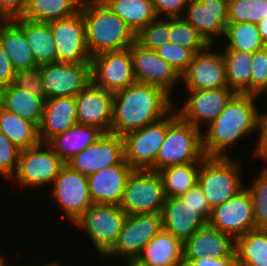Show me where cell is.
Returning a JSON list of instances; mask_svg holds the SVG:
<instances>
[{"instance_id":"7dc6e473","label":"cell","mask_w":267,"mask_h":266,"mask_svg":"<svg viewBox=\"0 0 267 266\" xmlns=\"http://www.w3.org/2000/svg\"><path fill=\"white\" fill-rule=\"evenodd\" d=\"M158 18H182L188 0H152Z\"/></svg>"},{"instance_id":"52a82bcc","label":"cell","mask_w":267,"mask_h":266,"mask_svg":"<svg viewBox=\"0 0 267 266\" xmlns=\"http://www.w3.org/2000/svg\"><path fill=\"white\" fill-rule=\"evenodd\" d=\"M166 200L158 171L135 169L129 176L119 204L127 215L162 212Z\"/></svg>"},{"instance_id":"681fc988","label":"cell","mask_w":267,"mask_h":266,"mask_svg":"<svg viewBox=\"0 0 267 266\" xmlns=\"http://www.w3.org/2000/svg\"><path fill=\"white\" fill-rule=\"evenodd\" d=\"M15 73L10 58L0 46V89L13 83Z\"/></svg>"},{"instance_id":"680465c9","label":"cell","mask_w":267,"mask_h":266,"mask_svg":"<svg viewBox=\"0 0 267 266\" xmlns=\"http://www.w3.org/2000/svg\"><path fill=\"white\" fill-rule=\"evenodd\" d=\"M6 20L4 17L0 14V26L5 22Z\"/></svg>"},{"instance_id":"91938a15","label":"cell","mask_w":267,"mask_h":266,"mask_svg":"<svg viewBox=\"0 0 267 266\" xmlns=\"http://www.w3.org/2000/svg\"><path fill=\"white\" fill-rule=\"evenodd\" d=\"M261 95H263V96H265V95H267V88L259 95V97L261 96ZM267 97V96H266Z\"/></svg>"},{"instance_id":"7a4b0ae2","label":"cell","mask_w":267,"mask_h":266,"mask_svg":"<svg viewBox=\"0 0 267 266\" xmlns=\"http://www.w3.org/2000/svg\"><path fill=\"white\" fill-rule=\"evenodd\" d=\"M173 100L162 88L138 82L114 92L110 133L124 136L163 119L173 110Z\"/></svg>"},{"instance_id":"d4e9b609","label":"cell","mask_w":267,"mask_h":266,"mask_svg":"<svg viewBox=\"0 0 267 266\" xmlns=\"http://www.w3.org/2000/svg\"><path fill=\"white\" fill-rule=\"evenodd\" d=\"M75 124H77L75 97L46 99L43 117L38 127L39 140L47 143L52 137Z\"/></svg>"},{"instance_id":"9a60e30c","label":"cell","mask_w":267,"mask_h":266,"mask_svg":"<svg viewBox=\"0 0 267 266\" xmlns=\"http://www.w3.org/2000/svg\"><path fill=\"white\" fill-rule=\"evenodd\" d=\"M49 24L56 45L57 62L91 63L92 57L86 46L85 21L81 10Z\"/></svg>"},{"instance_id":"e575fe53","label":"cell","mask_w":267,"mask_h":266,"mask_svg":"<svg viewBox=\"0 0 267 266\" xmlns=\"http://www.w3.org/2000/svg\"><path fill=\"white\" fill-rule=\"evenodd\" d=\"M0 132L20 150L30 148L40 142L38 127L34 123L21 118L1 106Z\"/></svg>"},{"instance_id":"d590c367","label":"cell","mask_w":267,"mask_h":266,"mask_svg":"<svg viewBox=\"0 0 267 266\" xmlns=\"http://www.w3.org/2000/svg\"><path fill=\"white\" fill-rule=\"evenodd\" d=\"M201 162L164 167L158 172L163 179L166 198H178L198 184Z\"/></svg>"},{"instance_id":"f5cc1de1","label":"cell","mask_w":267,"mask_h":266,"mask_svg":"<svg viewBox=\"0 0 267 266\" xmlns=\"http://www.w3.org/2000/svg\"><path fill=\"white\" fill-rule=\"evenodd\" d=\"M256 25L263 43L267 46V17L259 21Z\"/></svg>"},{"instance_id":"f35d334b","label":"cell","mask_w":267,"mask_h":266,"mask_svg":"<svg viewBox=\"0 0 267 266\" xmlns=\"http://www.w3.org/2000/svg\"><path fill=\"white\" fill-rule=\"evenodd\" d=\"M228 23L257 24L267 17V0H228Z\"/></svg>"},{"instance_id":"94428289","label":"cell","mask_w":267,"mask_h":266,"mask_svg":"<svg viewBox=\"0 0 267 266\" xmlns=\"http://www.w3.org/2000/svg\"><path fill=\"white\" fill-rule=\"evenodd\" d=\"M46 263H44L43 265H40V266H44ZM5 266H9L8 264H6ZM10 266H12V265H10ZM19 266V265H18ZM37 266H38V264H37Z\"/></svg>"},{"instance_id":"f546056e","label":"cell","mask_w":267,"mask_h":266,"mask_svg":"<svg viewBox=\"0 0 267 266\" xmlns=\"http://www.w3.org/2000/svg\"><path fill=\"white\" fill-rule=\"evenodd\" d=\"M0 46L10 58L15 70L38 65L24 32L12 20H6L0 26Z\"/></svg>"},{"instance_id":"44dd1931","label":"cell","mask_w":267,"mask_h":266,"mask_svg":"<svg viewBox=\"0 0 267 266\" xmlns=\"http://www.w3.org/2000/svg\"><path fill=\"white\" fill-rule=\"evenodd\" d=\"M77 123L97 127L110 133L113 93L96 86L92 81L75 96Z\"/></svg>"},{"instance_id":"2e32d148","label":"cell","mask_w":267,"mask_h":266,"mask_svg":"<svg viewBox=\"0 0 267 266\" xmlns=\"http://www.w3.org/2000/svg\"><path fill=\"white\" fill-rule=\"evenodd\" d=\"M128 49L132 57L136 82L158 86L174 99L172 94L181 84L180 76L170 64L164 61L155 50L143 48L136 41Z\"/></svg>"},{"instance_id":"ab89813d","label":"cell","mask_w":267,"mask_h":266,"mask_svg":"<svg viewBox=\"0 0 267 266\" xmlns=\"http://www.w3.org/2000/svg\"><path fill=\"white\" fill-rule=\"evenodd\" d=\"M260 168L258 176L245 188L252 199L255 227L267 228V168Z\"/></svg>"},{"instance_id":"816d5d0a","label":"cell","mask_w":267,"mask_h":266,"mask_svg":"<svg viewBox=\"0 0 267 266\" xmlns=\"http://www.w3.org/2000/svg\"><path fill=\"white\" fill-rule=\"evenodd\" d=\"M255 158H259L264 163L261 166L267 168V130H260V140Z\"/></svg>"},{"instance_id":"ffe728a7","label":"cell","mask_w":267,"mask_h":266,"mask_svg":"<svg viewBox=\"0 0 267 266\" xmlns=\"http://www.w3.org/2000/svg\"><path fill=\"white\" fill-rule=\"evenodd\" d=\"M66 164L72 170L86 176L107 166L128 164L125 161L123 136L105 133Z\"/></svg>"},{"instance_id":"e0dca14e","label":"cell","mask_w":267,"mask_h":266,"mask_svg":"<svg viewBox=\"0 0 267 266\" xmlns=\"http://www.w3.org/2000/svg\"><path fill=\"white\" fill-rule=\"evenodd\" d=\"M92 82L112 93L136 82L129 49L103 52L91 58Z\"/></svg>"},{"instance_id":"5b68a950","label":"cell","mask_w":267,"mask_h":266,"mask_svg":"<svg viewBox=\"0 0 267 266\" xmlns=\"http://www.w3.org/2000/svg\"><path fill=\"white\" fill-rule=\"evenodd\" d=\"M232 157H205L201 161L198 185L211 209L221 205L245 188L243 165Z\"/></svg>"},{"instance_id":"3957f363","label":"cell","mask_w":267,"mask_h":266,"mask_svg":"<svg viewBox=\"0 0 267 266\" xmlns=\"http://www.w3.org/2000/svg\"><path fill=\"white\" fill-rule=\"evenodd\" d=\"M86 46L91 57L128 49L136 34L103 0H83Z\"/></svg>"},{"instance_id":"b9f144b4","label":"cell","mask_w":267,"mask_h":266,"mask_svg":"<svg viewBox=\"0 0 267 266\" xmlns=\"http://www.w3.org/2000/svg\"><path fill=\"white\" fill-rule=\"evenodd\" d=\"M155 51L164 61L170 64L180 77L187 70L194 56L191 50L170 42Z\"/></svg>"},{"instance_id":"5bb4252c","label":"cell","mask_w":267,"mask_h":266,"mask_svg":"<svg viewBox=\"0 0 267 266\" xmlns=\"http://www.w3.org/2000/svg\"><path fill=\"white\" fill-rule=\"evenodd\" d=\"M166 135L167 116L141 129L126 133L123 136L125 161L133 169H149L155 163Z\"/></svg>"},{"instance_id":"d6986e66","label":"cell","mask_w":267,"mask_h":266,"mask_svg":"<svg viewBox=\"0 0 267 266\" xmlns=\"http://www.w3.org/2000/svg\"><path fill=\"white\" fill-rule=\"evenodd\" d=\"M208 224L235 240L255 229L252 199L248 190L244 188L234 197L214 207Z\"/></svg>"},{"instance_id":"cb8c5ba5","label":"cell","mask_w":267,"mask_h":266,"mask_svg":"<svg viewBox=\"0 0 267 266\" xmlns=\"http://www.w3.org/2000/svg\"><path fill=\"white\" fill-rule=\"evenodd\" d=\"M161 216L162 229L170 232L182 243L208 223L179 197L166 198Z\"/></svg>"},{"instance_id":"7c38bea8","label":"cell","mask_w":267,"mask_h":266,"mask_svg":"<svg viewBox=\"0 0 267 266\" xmlns=\"http://www.w3.org/2000/svg\"><path fill=\"white\" fill-rule=\"evenodd\" d=\"M46 99L75 97L91 81V63L52 62L41 65Z\"/></svg>"},{"instance_id":"db71d44e","label":"cell","mask_w":267,"mask_h":266,"mask_svg":"<svg viewBox=\"0 0 267 266\" xmlns=\"http://www.w3.org/2000/svg\"><path fill=\"white\" fill-rule=\"evenodd\" d=\"M260 130H267V110L260 109Z\"/></svg>"},{"instance_id":"4dcf8cb0","label":"cell","mask_w":267,"mask_h":266,"mask_svg":"<svg viewBox=\"0 0 267 266\" xmlns=\"http://www.w3.org/2000/svg\"><path fill=\"white\" fill-rule=\"evenodd\" d=\"M228 88L234 93L251 94V65L253 54L223 49Z\"/></svg>"},{"instance_id":"4fadbf2b","label":"cell","mask_w":267,"mask_h":266,"mask_svg":"<svg viewBox=\"0 0 267 266\" xmlns=\"http://www.w3.org/2000/svg\"><path fill=\"white\" fill-rule=\"evenodd\" d=\"M208 45L203 51L194 54L187 70L181 75L180 82L186 90H207L228 87L226 66L223 53Z\"/></svg>"},{"instance_id":"c3c4849f","label":"cell","mask_w":267,"mask_h":266,"mask_svg":"<svg viewBox=\"0 0 267 266\" xmlns=\"http://www.w3.org/2000/svg\"><path fill=\"white\" fill-rule=\"evenodd\" d=\"M27 0H0V14L5 20L22 17L25 13Z\"/></svg>"},{"instance_id":"11a10c76","label":"cell","mask_w":267,"mask_h":266,"mask_svg":"<svg viewBox=\"0 0 267 266\" xmlns=\"http://www.w3.org/2000/svg\"><path fill=\"white\" fill-rule=\"evenodd\" d=\"M122 263H124L123 266H150V265H147L145 263H142L137 258L129 259V260H126Z\"/></svg>"},{"instance_id":"60d3db41","label":"cell","mask_w":267,"mask_h":266,"mask_svg":"<svg viewBox=\"0 0 267 266\" xmlns=\"http://www.w3.org/2000/svg\"><path fill=\"white\" fill-rule=\"evenodd\" d=\"M136 42L150 50L169 43V18H157L142 28L136 34Z\"/></svg>"},{"instance_id":"ba28073f","label":"cell","mask_w":267,"mask_h":266,"mask_svg":"<svg viewBox=\"0 0 267 266\" xmlns=\"http://www.w3.org/2000/svg\"><path fill=\"white\" fill-rule=\"evenodd\" d=\"M65 165L62 159L49 147L47 143L39 142L30 148L20 150L18 169L11 178V183L21 189L51 186Z\"/></svg>"},{"instance_id":"ac0fdd59","label":"cell","mask_w":267,"mask_h":266,"mask_svg":"<svg viewBox=\"0 0 267 266\" xmlns=\"http://www.w3.org/2000/svg\"><path fill=\"white\" fill-rule=\"evenodd\" d=\"M227 8L228 0L188 1L182 18L190 23L208 44L218 45L224 39L228 24Z\"/></svg>"},{"instance_id":"8fae6325","label":"cell","mask_w":267,"mask_h":266,"mask_svg":"<svg viewBox=\"0 0 267 266\" xmlns=\"http://www.w3.org/2000/svg\"><path fill=\"white\" fill-rule=\"evenodd\" d=\"M185 91V96L188 94V97L181 101L182 105H178L174 100L173 109L182 120L201 131L222 113L227 102L235 94L228 87Z\"/></svg>"},{"instance_id":"9c48e42d","label":"cell","mask_w":267,"mask_h":266,"mask_svg":"<svg viewBox=\"0 0 267 266\" xmlns=\"http://www.w3.org/2000/svg\"><path fill=\"white\" fill-rule=\"evenodd\" d=\"M161 229V213L127 215L117 242L103 259L117 257L124 262L137 258Z\"/></svg>"},{"instance_id":"277c9868","label":"cell","mask_w":267,"mask_h":266,"mask_svg":"<svg viewBox=\"0 0 267 266\" xmlns=\"http://www.w3.org/2000/svg\"><path fill=\"white\" fill-rule=\"evenodd\" d=\"M206 156L202 148V131L182 120L173 109L167 115V135L155 163L148 169L201 162Z\"/></svg>"},{"instance_id":"bcb514c9","label":"cell","mask_w":267,"mask_h":266,"mask_svg":"<svg viewBox=\"0 0 267 266\" xmlns=\"http://www.w3.org/2000/svg\"><path fill=\"white\" fill-rule=\"evenodd\" d=\"M179 198L188 206L195 209V211L208 222L212 209L198 184Z\"/></svg>"},{"instance_id":"9f6ffc18","label":"cell","mask_w":267,"mask_h":266,"mask_svg":"<svg viewBox=\"0 0 267 266\" xmlns=\"http://www.w3.org/2000/svg\"><path fill=\"white\" fill-rule=\"evenodd\" d=\"M5 255H2V252L0 253V266H5L9 260L7 261V259L5 260L6 257H4Z\"/></svg>"},{"instance_id":"f907efd6","label":"cell","mask_w":267,"mask_h":266,"mask_svg":"<svg viewBox=\"0 0 267 266\" xmlns=\"http://www.w3.org/2000/svg\"><path fill=\"white\" fill-rule=\"evenodd\" d=\"M184 266H237V257L201 258L198 260H183Z\"/></svg>"},{"instance_id":"7bdbcfd3","label":"cell","mask_w":267,"mask_h":266,"mask_svg":"<svg viewBox=\"0 0 267 266\" xmlns=\"http://www.w3.org/2000/svg\"><path fill=\"white\" fill-rule=\"evenodd\" d=\"M20 149L0 132V177L10 182L18 169Z\"/></svg>"},{"instance_id":"ee69618b","label":"cell","mask_w":267,"mask_h":266,"mask_svg":"<svg viewBox=\"0 0 267 266\" xmlns=\"http://www.w3.org/2000/svg\"><path fill=\"white\" fill-rule=\"evenodd\" d=\"M12 84L20 89H26L36 97H45L41 65L16 70Z\"/></svg>"},{"instance_id":"83f0119b","label":"cell","mask_w":267,"mask_h":266,"mask_svg":"<svg viewBox=\"0 0 267 266\" xmlns=\"http://www.w3.org/2000/svg\"><path fill=\"white\" fill-rule=\"evenodd\" d=\"M46 97H36L26 89L10 84L0 89V106L39 127Z\"/></svg>"},{"instance_id":"8d00e7d4","label":"cell","mask_w":267,"mask_h":266,"mask_svg":"<svg viewBox=\"0 0 267 266\" xmlns=\"http://www.w3.org/2000/svg\"><path fill=\"white\" fill-rule=\"evenodd\" d=\"M224 38L222 40L224 49H234L253 54L265 47L257 25L250 22L228 23Z\"/></svg>"},{"instance_id":"836d02e7","label":"cell","mask_w":267,"mask_h":266,"mask_svg":"<svg viewBox=\"0 0 267 266\" xmlns=\"http://www.w3.org/2000/svg\"><path fill=\"white\" fill-rule=\"evenodd\" d=\"M82 2L83 0H27L22 17L36 22L49 23L79 12Z\"/></svg>"},{"instance_id":"d6a6232c","label":"cell","mask_w":267,"mask_h":266,"mask_svg":"<svg viewBox=\"0 0 267 266\" xmlns=\"http://www.w3.org/2000/svg\"><path fill=\"white\" fill-rule=\"evenodd\" d=\"M237 266H267V228H255L236 239Z\"/></svg>"},{"instance_id":"30bf717a","label":"cell","mask_w":267,"mask_h":266,"mask_svg":"<svg viewBox=\"0 0 267 266\" xmlns=\"http://www.w3.org/2000/svg\"><path fill=\"white\" fill-rule=\"evenodd\" d=\"M51 199L73 224L93 203L86 175L65 164L51 184Z\"/></svg>"},{"instance_id":"7402d4cb","label":"cell","mask_w":267,"mask_h":266,"mask_svg":"<svg viewBox=\"0 0 267 266\" xmlns=\"http://www.w3.org/2000/svg\"><path fill=\"white\" fill-rule=\"evenodd\" d=\"M236 240L208 223L183 243V260L237 257Z\"/></svg>"},{"instance_id":"1f68e13d","label":"cell","mask_w":267,"mask_h":266,"mask_svg":"<svg viewBox=\"0 0 267 266\" xmlns=\"http://www.w3.org/2000/svg\"><path fill=\"white\" fill-rule=\"evenodd\" d=\"M137 34L158 17L152 0H103Z\"/></svg>"},{"instance_id":"6da1fadb","label":"cell","mask_w":267,"mask_h":266,"mask_svg":"<svg viewBox=\"0 0 267 266\" xmlns=\"http://www.w3.org/2000/svg\"><path fill=\"white\" fill-rule=\"evenodd\" d=\"M258 98V99H257ZM260 97L253 94L235 93L222 113L202 131V148L206 157H231L234 145L248 139L255 131L258 134L254 151L256 156L260 140ZM257 104V105H256ZM259 104V105H258ZM233 146V147H232ZM228 148V149H227ZM229 150V151H228Z\"/></svg>"},{"instance_id":"8992f818","label":"cell","mask_w":267,"mask_h":266,"mask_svg":"<svg viewBox=\"0 0 267 266\" xmlns=\"http://www.w3.org/2000/svg\"><path fill=\"white\" fill-rule=\"evenodd\" d=\"M126 217L119 205L93 203L73 225L86 233L103 258L117 242Z\"/></svg>"},{"instance_id":"603a6c76","label":"cell","mask_w":267,"mask_h":266,"mask_svg":"<svg viewBox=\"0 0 267 266\" xmlns=\"http://www.w3.org/2000/svg\"><path fill=\"white\" fill-rule=\"evenodd\" d=\"M134 170L129 164H114L88 175L92 203L119 205Z\"/></svg>"},{"instance_id":"6f0895ef","label":"cell","mask_w":267,"mask_h":266,"mask_svg":"<svg viewBox=\"0 0 267 266\" xmlns=\"http://www.w3.org/2000/svg\"><path fill=\"white\" fill-rule=\"evenodd\" d=\"M44 266H62V265L53 260V262L46 263Z\"/></svg>"},{"instance_id":"484cf974","label":"cell","mask_w":267,"mask_h":266,"mask_svg":"<svg viewBox=\"0 0 267 266\" xmlns=\"http://www.w3.org/2000/svg\"><path fill=\"white\" fill-rule=\"evenodd\" d=\"M104 134L97 127L77 123L63 133L52 137L47 144L66 164Z\"/></svg>"},{"instance_id":"f6af8a7d","label":"cell","mask_w":267,"mask_h":266,"mask_svg":"<svg viewBox=\"0 0 267 266\" xmlns=\"http://www.w3.org/2000/svg\"><path fill=\"white\" fill-rule=\"evenodd\" d=\"M267 88V46L253 53L251 94L259 96Z\"/></svg>"},{"instance_id":"74e56055","label":"cell","mask_w":267,"mask_h":266,"mask_svg":"<svg viewBox=\"0 0 267 266\" xmlns=\"http://www.w3.org/2000/svg\"><path fill=\"white\" fill-rule=\"evenodd\" d=\"M169 41L191 50L194 54L203 51L209 45L183 18H169Z\"/></svg>"},{"instance_id":"f1b7e54d","label":"cell","mask_w":267,"mask_h":266,"mask_svg":"<svg viewBox=\"0 0 267 266\" xmlns=\"http://www.w3.org/2000/svg\"><path fill=\"white\" fill-rule=\"evenodd\" d=\"M23 32L38 65L56 62V45L49 23L24 17L12 20Z\"/></svg>"},{"instance_id":"4316f807","label":"cell","mask_w":267,"mask_h":266,"mask_svg":"<svg viewBox=\"0 0 267 266\" xmlns=\"http://www.w3.org/2000/svg\"><path fill=\"white\" fill-rule=\"evenodd\" d=\"M137 259L150 266H184L183 243L170 232L161 229Z\"/></svg>"}]
</instances>
